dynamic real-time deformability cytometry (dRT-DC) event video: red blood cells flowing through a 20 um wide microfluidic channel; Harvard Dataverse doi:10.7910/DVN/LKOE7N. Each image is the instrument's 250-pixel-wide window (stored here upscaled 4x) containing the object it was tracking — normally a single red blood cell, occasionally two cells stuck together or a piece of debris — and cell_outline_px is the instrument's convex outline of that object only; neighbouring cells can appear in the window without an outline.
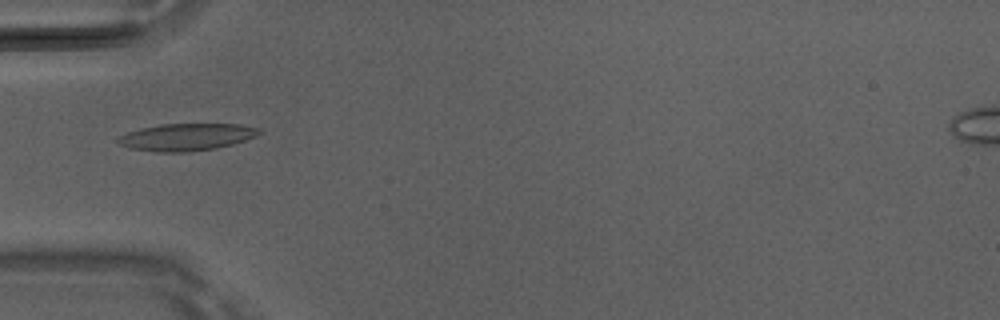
{"species": "Egyptian fruit bat (a non-hibernating species)", "species_latin": "Rousettus aegyptiacus", "temperature_condition": "room temperature", "stored_images_in_passage": 49, "camera_frame_rate_fps": 3000, "um_per_image_px": 0.085, "animal": {"sex": "male"}, "frame": {"image": 1, "passage_image": 16, "time_ms": 5.0, "image_size_px": [1000, 320], "cell_outline_px": [[260, 132], [256, 136], [232, 144], [216, 148], [188, 152], [156, 152], [132, 148], [120, 144], [116, 140], [120, 136], [128, 132], [140, 128], [160, 124], [240, 124], [260, 128]], "centroid_in_image_um": [15.86, 11.64], "position_along_channel_um": 69.1, "area_um2": 22.2}}
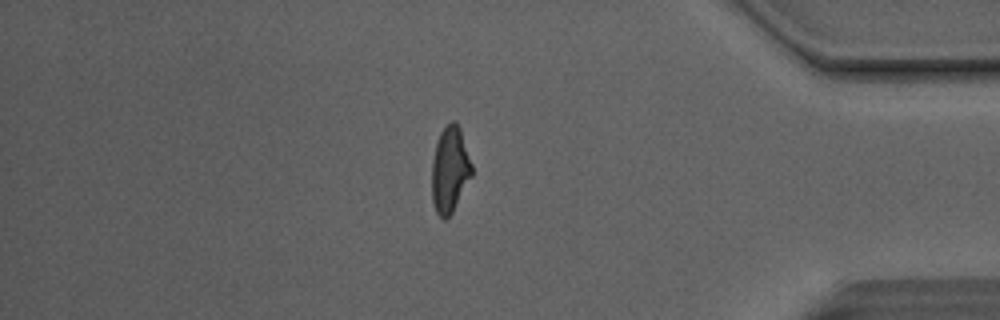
{"frame": {"image": 2, "passage_image": 42, "time_ms": 13.667, "image_size_px": [1000, 320], "cell_outline_px": [[472, 176], [452, 212], [444, 220], [436, 212], [432, 200], [432, 160], [436, 140], [440, 132], [452, 120], [460, 128], [472, 164]], "centroid_in_image_um": [38.23, 14.42], "position_along_channel_um": 397.0, "area_um2": 19.94}}
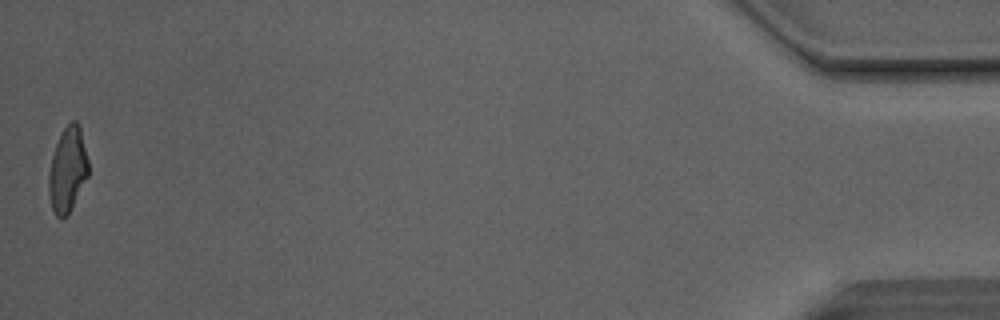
{"frame": {"image": 3, "passage_image": 49, "time_ms": 16.0, "image_size_px": [1000, 320], "cell_outline_px": [[88, 176], [68, 212], [60, 220], [56, 216], [52, 208], [48, 192], [48, 176], [52, 156], [56, 144], [64, 128], [72, 120], [76, 120], [80, 128], [88, 160]], "centroid_in_image_um": [5.73, 14.42], "position_along_channel_um": 429.5, "area_um2": 19.19}, "authors_computed_cell_mechanics": {"area_um2": 20.519, "velocity_mm_per_s": 4.1477, "shape_relaxation_time_tau1_ms": 5.9342, "shape_relaxation_time_tau2_ms": 1.7253, "deformation_change_tau1": 0.1991, "deformation_change_tau2": 0.0879}}